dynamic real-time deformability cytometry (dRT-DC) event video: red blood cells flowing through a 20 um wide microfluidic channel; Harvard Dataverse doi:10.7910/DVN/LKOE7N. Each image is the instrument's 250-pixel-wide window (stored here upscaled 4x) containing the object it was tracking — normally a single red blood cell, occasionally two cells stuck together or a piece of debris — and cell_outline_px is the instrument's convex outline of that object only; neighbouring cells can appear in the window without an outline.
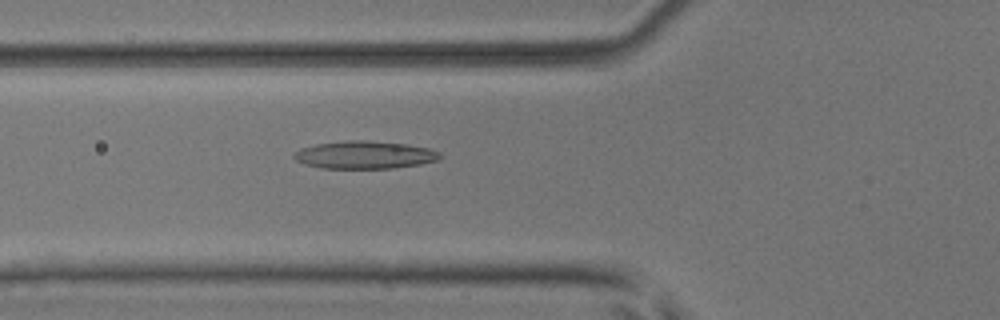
{"species": "common noctule bat (a hibernating species)", "species_latin": "Nyctalus noctula", "temperature_condition": "room temperature", "stored_images_in_passage": 40, "camera_frame_rate_fps": 3000, "um_per_image_px": 0.085, "animal": {"sex": "male", "body_mass_g": 17.9, "forearm_length_mm": 54.2}, "frame": {"image": 1, "passage_image": 9, "time_ms": 2.667, "image_size_px": [1000, 320], "cell_outline_px": [[444, 156], [440, 160], [420, 164], [392, 168], [320, 168], [304, 164], [296, 160], [292, 156], [300, 148], [316, 144], [348, 140], [364, 140], [408, 144], [428, 148], [440, 152]], "centroid_in_image_um": [31.03, 13.16], "position_along_channel_um": 94.8, "area_um2": 23.7}}
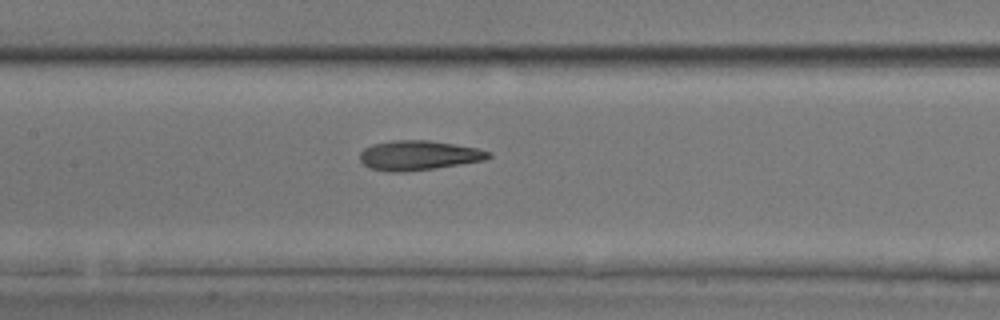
{"frame": {"image": 2, "passage_image": 15, "time_ms": 4.667, "image_size_px": [1000, 320], "cell_outline_px": [[492, 156], [484, 160], [436, 168], [404, 172], [392, 172], [368, 168], [360, 160], [360, 152], [364, 148], [372, 144], [392, 140], [428, 140], [476, 148], [492, 152]], "centroid_in_image_um": [35.55, 13.21], "position_along_channel_um": 171.8, "area_um2": 22.2}}
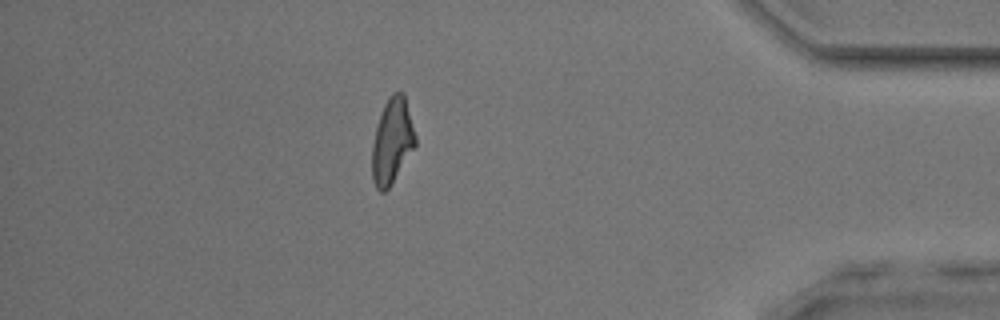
{"frame": {"image": 3, "passage_image": 36, "time_ms": 11.667, "image_size_px": [1000, 320], "cell_outline_px": [[416, 144], [388, 188], [384, 192], [380, 192], [376, 188], [372, 180], [372, 144], [376, 128], [384, 104], [392, 92], [404, 92], [416, 136]], "centroid_in_image_um": [33.32, 11.97], "position_along_channel_um": 401.9, "area_um2": 21.27}}